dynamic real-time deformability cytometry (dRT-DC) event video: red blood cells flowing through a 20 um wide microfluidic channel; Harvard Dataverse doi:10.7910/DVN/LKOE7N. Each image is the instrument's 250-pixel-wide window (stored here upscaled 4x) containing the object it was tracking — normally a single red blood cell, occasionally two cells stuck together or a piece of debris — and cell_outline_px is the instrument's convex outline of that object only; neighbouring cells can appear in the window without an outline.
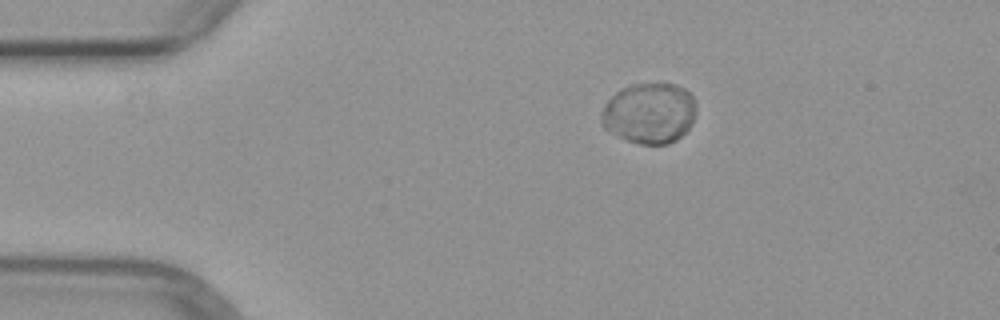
{"species": "common noctule bat (a hibernating species)", "species_latin": "Nyctalus noctula", "temperature_condition": "warm", "stored_images_in_passage": 3, "camera_frame_rate_fps": 3000, "um_per_image_px": 0.085, "animal": {"sex": "female", "body_mass_g": 29.2, "forearm_length_mm": 56.3}, "frame": {"image": 1, "passage_image": 1, "time_ms": 0.0, "image_size_px": [1000, 320], "cell_outline_px": [[696, 112], [692, 124], [676, 140], [668, 144], [640, 144], [628, 140], [604, 128], [600, 124], [600, 112], [604, 104], [620, 88], [632, 84], [676, 84], [684, 88], [692, 96], [696, 104]], "centroid_in_image_um": [55.18, 9.61], "position_along_channel_um": 29.8, "area_um2": 33.64}}
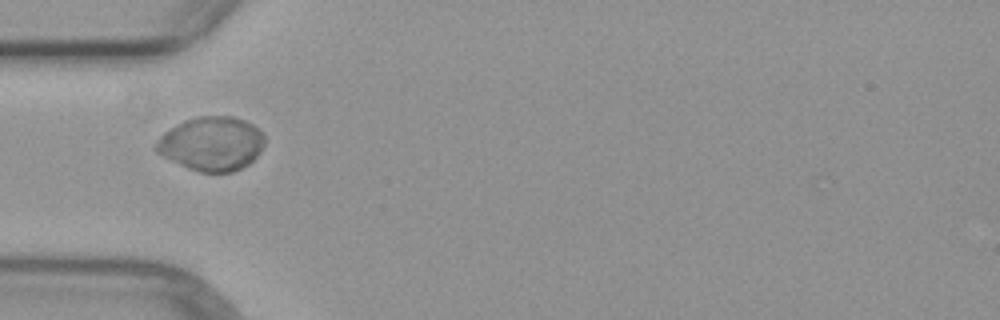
{"frame": {"image": 2, "passage_image": 3, "time_ms": 2.333, "image_size_px": [1000, 320], "cell_outline_px": [[264, 144], [260, 152], [248, 164], [232, 172], [200, 172], [188, 168], [156, 152], [156, 144], [160, 136], [164, 132], [184, 120], [200, 116], [232, 116], [244, 120], [252, 124], [264, 136]], "centroid_in_image_um": [17.99, 12.21], "position_along_channel_um": 67.0, "area_um2": 33.76}}